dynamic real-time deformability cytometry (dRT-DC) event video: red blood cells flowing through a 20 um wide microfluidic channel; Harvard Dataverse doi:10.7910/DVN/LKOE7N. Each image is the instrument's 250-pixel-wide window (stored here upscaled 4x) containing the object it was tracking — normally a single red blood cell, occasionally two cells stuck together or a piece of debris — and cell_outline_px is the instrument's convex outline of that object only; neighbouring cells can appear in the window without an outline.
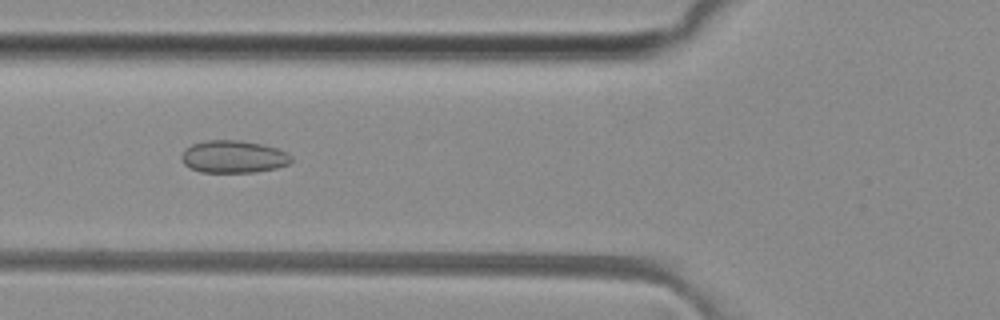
{"species": "common noctule bat (a hibernating species)", "species_latin": "Nyctalus noctula", "temperature_condition": "room temperature", "stored_images_in_passage": 17, "camera_frame_rate_fps": 3000, "um_per_image_px": 0.085, "animal": {"sex": "female", "body_mass_g": 29.2, "forearm_length_mm": 56.3}, "frame": {"image": 1, "passage_image": 9, "time_ms": 2.667, "image_size_px": [1000, 320], "cell_outline_px": [[292, 160], [288, 164], [276, 168], [256, 172], [200, 172], [184, 164], [180, 156], [184, 148], [192, 144], [204, 140], [240, 140], [260, 144], [276, 148], [292, 156]], "centroid_in_image_um": [19.8, 13.32], "position_along_channel_um": 106.0, "area_um2": 20.75}}
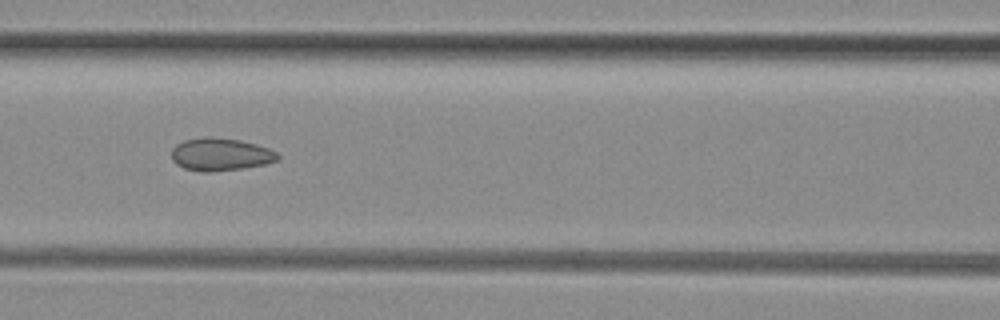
{"frame": {"image": 2, "passage_image": 12, "time_ms": 3.667, "image_size_px": [1000, 320], "cell_outline_px": [[280, 156], [276, 160], [264, 164], [244, 168], [212, 172], [200, 172], [184, 168], [176, 164], [172, 160], [172, 148], [176, 144], [184, 140], [208, 136], [240, 140], [256, 144], [268, 148], [276, 152]], "centroid_in_image_um": [18.71, 13.13], "position_along_channel_um": 147.9, "area_um2": 20.29}}
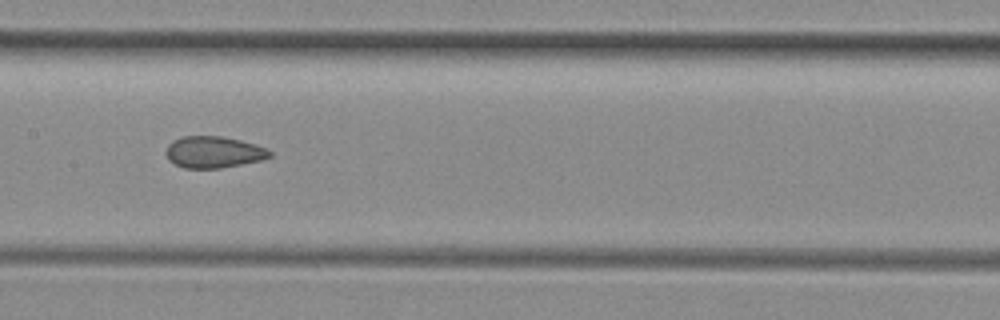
{"frame": {"image": 3, "passage_image": 15, "time_ms": 4.667, "image_size_px": [1000, 320], "cell_outline_px": [[272, 156], [260, 160], [220, 168], [184, 168], [168, 160], [164, 152], [168, 144], [172, 140], [184, 136], [220, 136], [240, 140], [256, 144], [268, 148], [272, 152]], "centroid_in_image_um": [18.14, 12.92], "position_along_channel_um": 189.3, "area_um2": 19.19}}